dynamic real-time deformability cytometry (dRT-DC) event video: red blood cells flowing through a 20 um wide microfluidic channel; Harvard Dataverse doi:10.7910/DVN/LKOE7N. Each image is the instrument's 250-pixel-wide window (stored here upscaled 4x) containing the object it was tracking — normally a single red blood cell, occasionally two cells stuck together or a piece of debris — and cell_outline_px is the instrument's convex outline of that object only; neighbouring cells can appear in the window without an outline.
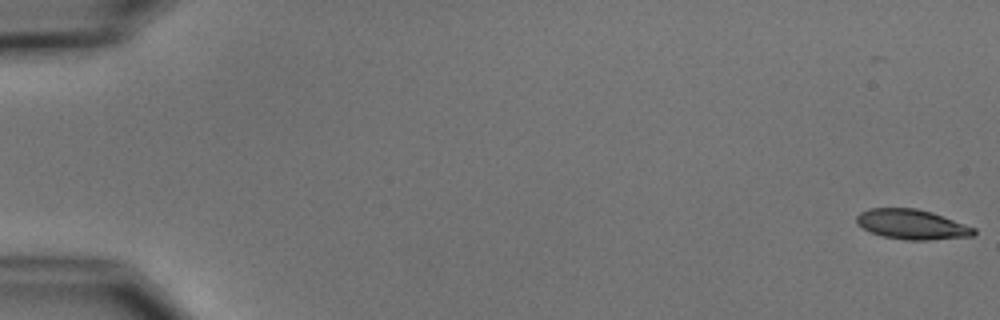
{"species": "common noctule bat (a hibernating species)", "species_latin": "Nyctalus noctula", "temperature_condition": "cold", "stored_images_in_passage": 6, "camera_frame_rate_fps": 3000, "um_per_image_px": 0.085, "animal": {"sex": "male", "body_mass_g": 15.6}, "frame": {"image": 1, "passage_image": 1, "time_ms": 0.0, "image_size_px": [1000, 320], "cell_outline_px": [[976, 232], [972, 236], [928, 240], [904, 240], [880, 236], [856, 224], [856, 216], [860, 212], [868, 208], [916, 208], [932, 212], [976, 228]], "centroid_in_image_um": [77.49, 19.07], "position_along_channel_um": 7.5, "area_um2": 20.52}}
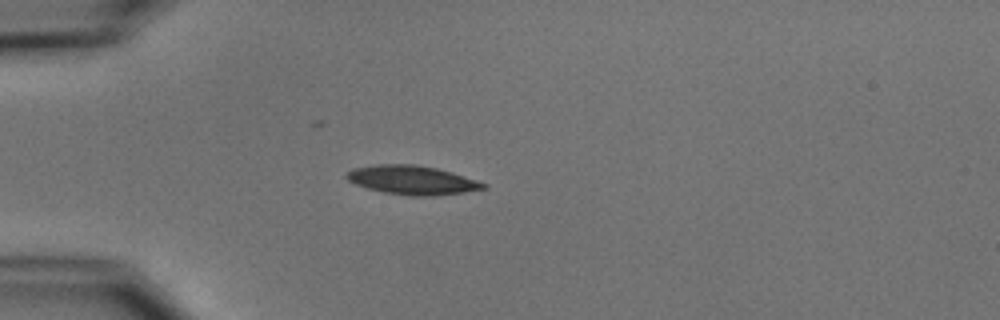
{"frame": {"image": 2, "passage_image": 5, "time_ms": 5.0, "image_size_px": [1000, 320], "cell_outline_px": [[488, 188], [464, 192], [436, 196], [408, 196], [384, 192], [368, 188], [356, 184], [348, 180], [344, 176], [352, 168], [376, 164], [416, 164], [436, 168], [452, 172], [488, 184]], "centroid_in_image_um": [35.04, 15.3], "position_along_channel_um": 50.0, "area_um2": 23.18}}